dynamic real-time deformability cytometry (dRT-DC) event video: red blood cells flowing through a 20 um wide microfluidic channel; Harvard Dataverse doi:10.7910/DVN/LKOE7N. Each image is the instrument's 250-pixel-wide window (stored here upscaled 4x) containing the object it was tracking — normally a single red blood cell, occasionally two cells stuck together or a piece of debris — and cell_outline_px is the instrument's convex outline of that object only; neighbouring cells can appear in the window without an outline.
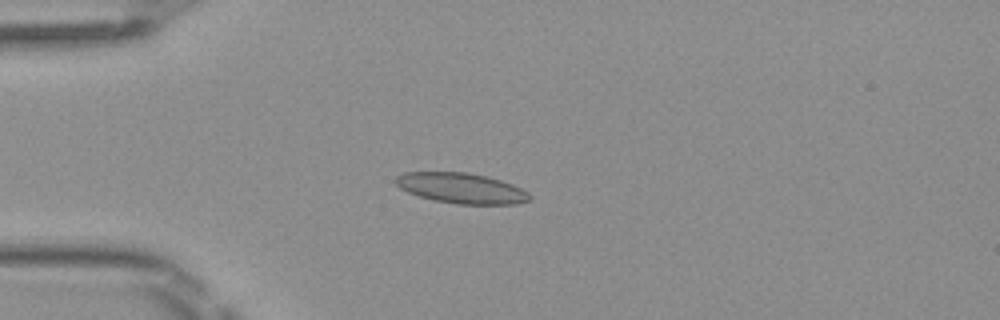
{"species": "Egyptian fruit bat (a non-hibernating species)", "species_latin": "Rousettus aegyptiacus", "temperature_condition": "room temperature", "stored_images_in_passage": 4, "camera_frame_rate_fps": 3000, "um_per_image_px": 0.085, "frame": {"image": 1, "passage_image": 4, "time_ms": 1.0, "image_size_px": [1000, 320], "cell_outline_px": [[532, 200], [516, 204], [456, 204], [432, 200], [408, 192], [400, 188], [392, 180], [396, 176], [404, 172], [468, 172], [500, 180], [512, 184], [528, 192], [532, 196]], "centroid_in_image_um": [39.2, 16.0], "position_along_channel_um": 45.8, "area_um2": 23.87}}